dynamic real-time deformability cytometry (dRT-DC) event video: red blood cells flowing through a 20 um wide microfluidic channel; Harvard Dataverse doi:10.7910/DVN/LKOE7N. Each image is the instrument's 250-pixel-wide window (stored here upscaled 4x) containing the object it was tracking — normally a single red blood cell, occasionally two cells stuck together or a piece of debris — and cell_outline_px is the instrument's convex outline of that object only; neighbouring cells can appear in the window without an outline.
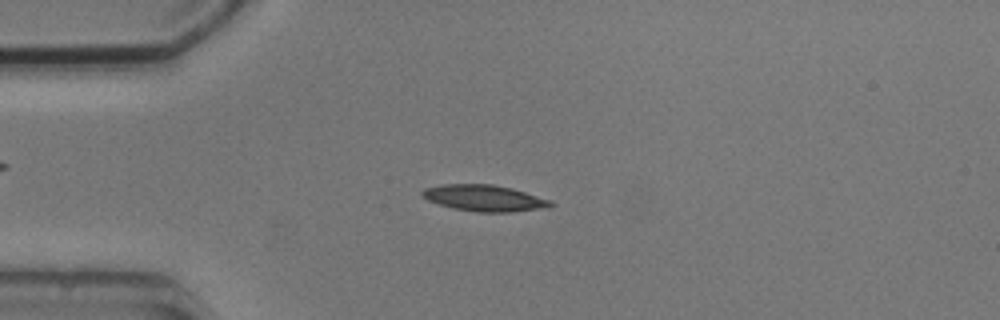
{"species": "common noctule bat (a hibernating species)", "species_latin": "Nyctalus noctula", "temperature_condition": "cold", "stored_images_in_passage": 7, "camera_frame_rate_fps": 3000, "um_per_image_px": 0.085, "animal": {"sex": "male", "body_mass_g": 20.5, "forearm_length_mm": 52.5}, "frame": {"image": 1, "passage_image": 3, "time_ms": 2.333, "image_size_px": [1000, 320], "cell_outline_px": [[556, 204], [548, 208], [512, 212], [476, 212], [452, 208], [428, 200], [420, 192], [424, 188], [440, 184], [492, 184], [512, 188], [552, 200]], "centroid_in_image_um": [41.22, 16.84], "position_along_channel_um": 43.8, "area_um2": 19.88}}